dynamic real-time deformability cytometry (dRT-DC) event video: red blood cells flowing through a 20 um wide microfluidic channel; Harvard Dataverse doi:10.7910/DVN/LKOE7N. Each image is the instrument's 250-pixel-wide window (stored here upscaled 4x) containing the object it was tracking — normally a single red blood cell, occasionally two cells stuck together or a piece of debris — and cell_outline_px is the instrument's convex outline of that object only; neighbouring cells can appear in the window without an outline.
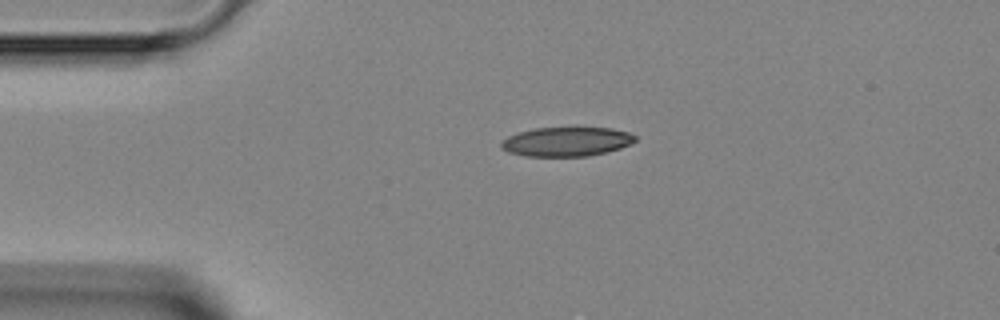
{"species": "Egyptian fruit bat (a non-hibernating species)", "species_latin": "Rousettus aegyptiacus", "temperature_condition": "room temperature", "stored_images_in_passage": 2, "camera_frame_rate_fps": 3000, "um_per_image_px": 0.085, "animal": {"sex": "female"}, "frame": {"image": 1, "passage_image": 1, "time_ms": 0.0, "image_size_px": [1000, 320], "cell_outline_px": [[636, 140], [632, 144], [620, 148], [588, 156], [524, 156], [508, 152], [500, 148], [500, 144], [508, 136], [520, 132], [536, 128], [576, 124], [612, 128], [628, 132], [636, 136]], "centroid_in_image_um": [48.19, 11.98], "position_along_channel_um": 36.8, "area_um2": 23.81}}